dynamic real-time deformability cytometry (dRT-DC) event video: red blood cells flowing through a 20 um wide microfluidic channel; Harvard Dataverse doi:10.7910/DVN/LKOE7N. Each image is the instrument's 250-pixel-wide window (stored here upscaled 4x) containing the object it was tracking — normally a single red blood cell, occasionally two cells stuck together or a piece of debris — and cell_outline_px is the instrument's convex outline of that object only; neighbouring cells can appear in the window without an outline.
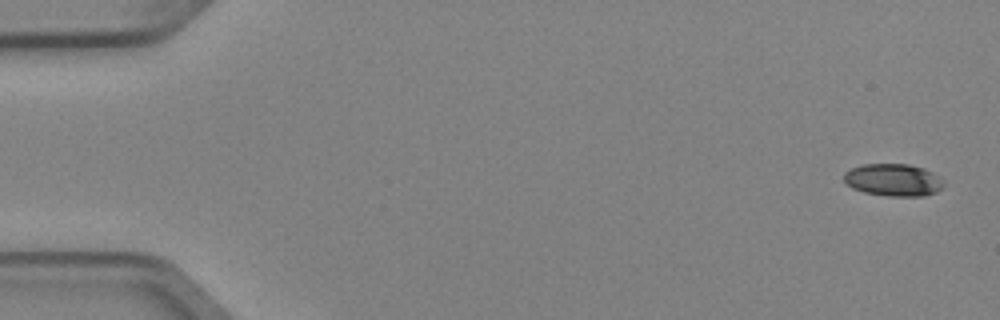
{"species": "Egyptian fruit bat (a non-hibernating species)", "species_latin": "Rousettus aegyptiacus", "temperature_condition": "cold", "stored_images_in_passage": 4, "camera_frame_rate_fps": 3000, "um_per_image_px": 0.085, "animal": {"sex": "female"}, "frame": {"image": 1, "passage_image": 1, "time_ms": 0.0, "image_size_px": [1000, 320], "cell_outline_px": [[944, 188], [936, 192], [924, 196], [888, 196], [864, 192], [852, 188], [844, 180], [844, 172], [852, 168], [864, 164], [908, 164], [924, 168], [932, 172], [944, 180]], "centroid_in_image_um": [75.97, 15.3], "position_along_channel_um": 9.0, "area_um2": 18.9}}